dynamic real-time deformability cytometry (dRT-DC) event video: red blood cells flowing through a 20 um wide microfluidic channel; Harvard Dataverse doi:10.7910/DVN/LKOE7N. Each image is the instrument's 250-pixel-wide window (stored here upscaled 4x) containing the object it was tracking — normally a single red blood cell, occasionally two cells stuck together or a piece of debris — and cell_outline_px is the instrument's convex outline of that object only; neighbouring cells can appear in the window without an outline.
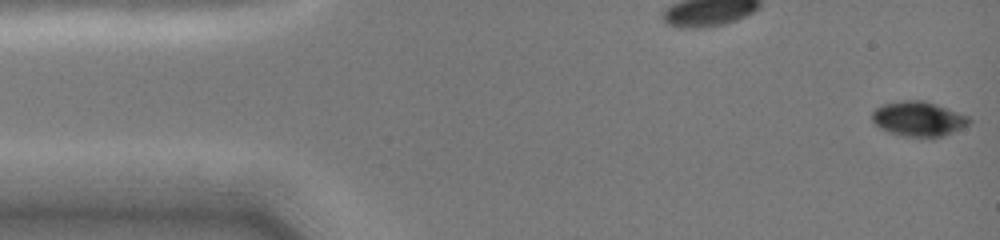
{"species": "common noctule bat (a hibernating species)", "species_latin": "Nyctalus noctula", "temperature_condition": "cold", "stored_images_in_passage": 47, "camera_frame_rate_fps": 3000, "um_per_image_px": 0.085, "animal": {"sex": "female", "body_mass_g": 19.0, "forearm_length_mm": 51.5}, "frame": {"image": 1, "passage_image": 1, "time_ms": 0.0, "image_size_px": [1000, 240], "cell_outline_px": [[972, 120], [968, 124], [944, 136], [932, 140], [928, 140], [904, 136], [888, 132], [880, 128], [872, 120], [872, 112], [876, 108], [884, 104], [900, 100], [924, 100], [948, 108], [968, 116]], "centroid_in_image_um": [78.07, 10.13], "position_along_channel_um": 6.9, "area_um2": 20.11}}
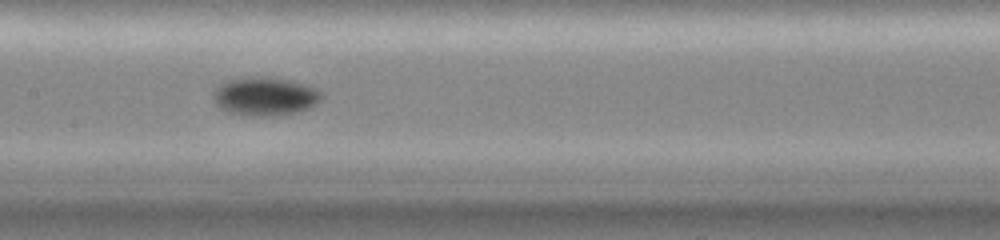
{"frame": {"image": 2, "passage_image": 23, "time_ms": 7.333, "image_size_px": [1000, 240], "cell_outline_px": [[324, 96], [316, 104], [308, 108], [296, 112], [272, 116], [252, 116], [228, 112], [220, 108], [212, 100], [212, 92], [216, 88], [228, 80], [256, 76], [272, 76], [292, 80], [316, 88], [324, 92]], "centroid_in_image_um": [22.54, 8.18], "position_along_channel_um": 184.9, "area_um2": 24.62}}
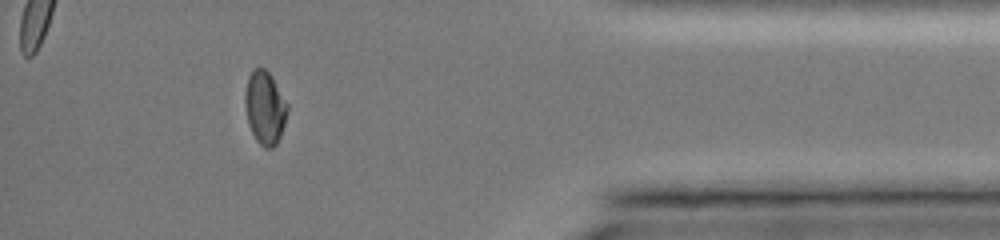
{"frame": {"image": 3, "passage_image": 42, "time_ms": 13.667, "image_size_px": [1000, 240], "cell_outline_px": [[288, 112], [280, 136], [276, 144], [272, 148], [264, 148], [256, 140], [248, 124], [244, 104], [244, 92], [248, 76], [252, 68], [264, 68], [272, 76], [288, 104]], "centroid_in_image_um": [22.5, 9.13], "position_along_channel_um": 412.7, "area_um2": 18.26}, "authors_computed_cell_mechanics": {"area_um2": 20.6924, "velocity_mm_per_s": 4.0205, "shape_relaxation_time_tau1_ms": 1.6602, "shape_relaxation_time_tau2_ms": null, "deformation_change_tau1": 0.0743, "deformation_change_tau2": null}}